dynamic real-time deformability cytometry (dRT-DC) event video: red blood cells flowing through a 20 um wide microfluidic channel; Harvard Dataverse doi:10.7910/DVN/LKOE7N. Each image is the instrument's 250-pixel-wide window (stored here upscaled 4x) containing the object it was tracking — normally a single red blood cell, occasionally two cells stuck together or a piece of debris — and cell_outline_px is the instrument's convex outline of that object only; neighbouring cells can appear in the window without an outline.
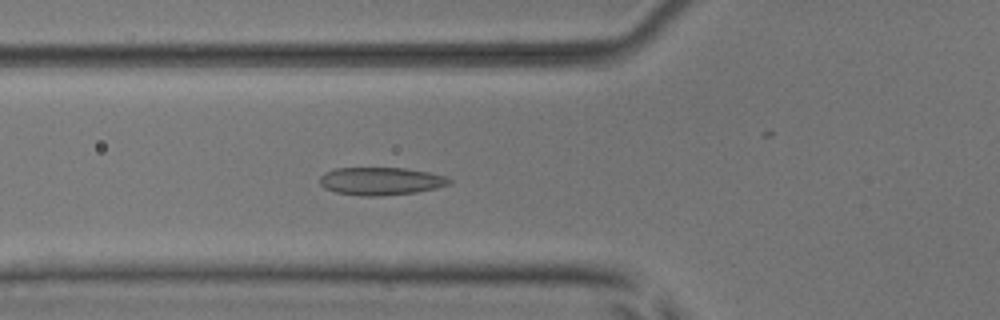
{"species": "common noctule bat (a hibernating species)", "species_latin": "Nyctalus noctula", "temperature_condition": "room temperature", "stored_images_in_passage": 54, "camera_frame_rate_fps": 3000, "um_per_image_px": 0.085, "animal": {"sex": "male", "body_mass_g": 17.9, "forearm_length_mm": 54.2}, "frame": {"image": 1, "passage_image": 20, "time_ms": 6.333, "image_size_px": [1000, 320], "cell_outline_px": [[452, 184], [436, 188], [416, 192], [376, 196], [360, 196], [336, 192], [324, 188], [320, 184], [320, 176], [324, 172], [336, 168], [404, 168], [428, 172], [448, 176], [452, 180]], "centroid_in_image_um": [32.38, 15.39], "position_along_channel_um": 93.4, "area_um2": 21.1}}
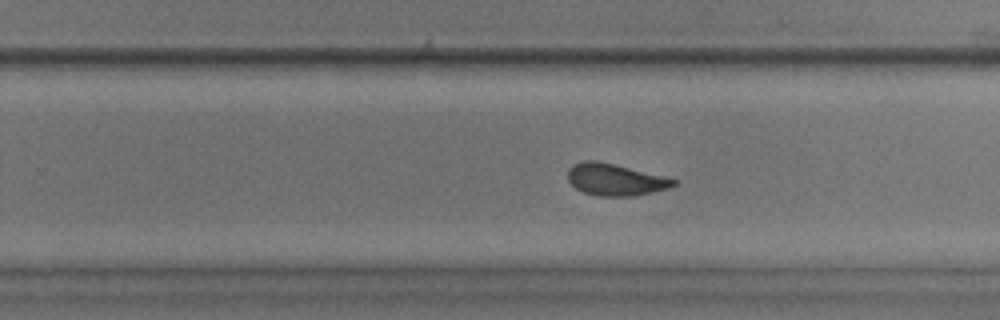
{"frame": {"image": 2, "passage_image": 34, "time_ms": 11.0, "image_size_px": [1000, 320], "cell_outline_px": [[680, 180], [676, 184], [668, 188], [652, 192], [632, 196], [600, 196], [584, 192], [576, 188], [568, 180], [568, 168], [572, 164], [584, 160], [596, 160]], "centroid_in_image_um": [52.28, 15.26], "position_along_channel_um": 277.5, "area_um2": 19.48}}
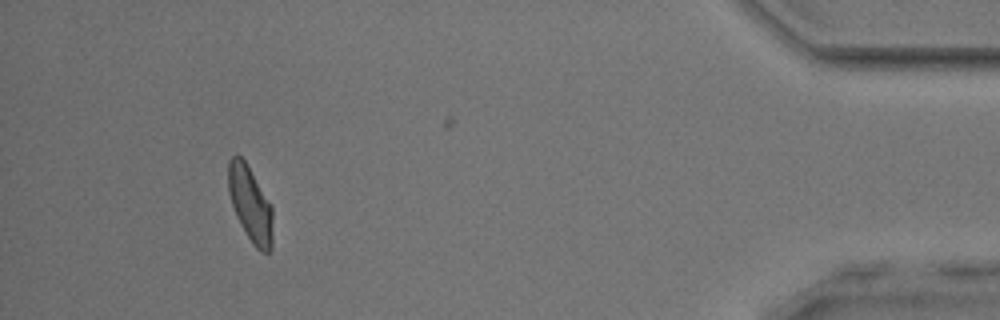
{"frame": {"image": 3, "passage_image": 49, "time_ms": 16.0, "image_size_px": [1000, 320], "cell_outline_px": [[272, 248], [268, 252], [260, 252], [252, 244], [240, 224], [236, 216], [228, 192], [228, 160], [232, 156], [240, 156], [244, 160], [272, 204]], "centroid_in_image_um": [21.28, 17.37], "position_along_channel_um": 413.9, "area_um2": 19.59}, "authors_computed_cell_mechanics": {"area_um2": 20.0277, "velocity_mm_per_s": 3.9594, "shape_relaxation_time_tau1_ms": 3.097, "shape_relaxation_time_tau2_ms": 1.321, "deformation_change_tau1": 0.113, "deformation_change_tau2": 0.071}}